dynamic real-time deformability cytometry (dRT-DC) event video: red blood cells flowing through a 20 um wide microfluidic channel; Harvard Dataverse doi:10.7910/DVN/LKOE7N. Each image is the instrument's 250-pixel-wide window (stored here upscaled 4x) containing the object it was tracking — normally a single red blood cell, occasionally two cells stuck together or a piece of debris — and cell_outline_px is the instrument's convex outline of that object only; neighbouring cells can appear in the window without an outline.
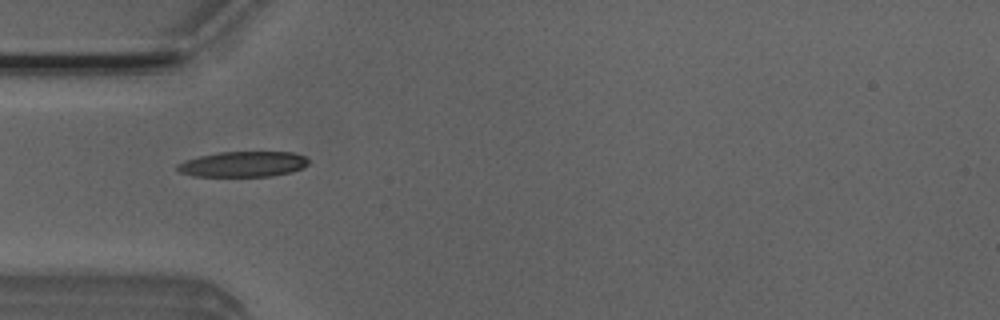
{"species": "Egyptian fruit bat (a non-hibernating species)", "species_latin": "Rousettus aegyptiacus", "temperature_condition": "room temperature", "stored_images_in_passage": 3, "camera_frame_rate_fps": 3000, "um_per_image_px": 0.085, "animal": {"sex": "male"}, "frame": {"image": 1, "passage_image": 1, "time_ms": 0.0, "image_size_px": [1000, 320], "cell_outline_px": [[308, 164], [304, 168], [288, 172], [268, 176], [192, 176], [180, 172], [176, 168], [176, 164], [184, 160], [200, 156], [220, 152], [292, 152], [304, 156], [308, 160]], "centroid_in_image_um": [20.63, 13.95], "position_along_channel_um": 64.4, "area_um2": 19.36}}